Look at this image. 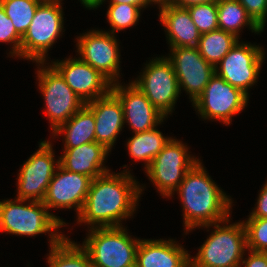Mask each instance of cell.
I'll return each instance as SVG.
<instances>
[{"label": "cell", "instance_id": "5b68a950", "mask_svg": "<svg viewBox=\"0 0 267 267\" xmlns=\"http://www.w3.org/2000/svg\"><path fill=\"white\" fill-rule=\"evenodd\" d=\"M25 201H0V232L36 236L48 231L56 232V229L65 226L63 220L48 212L43 202L30 200L29 204L23 205Z\"/></svg>", "mask_w": 267, "mask_h": 267}, {"label": "cell", "instance_id": "277c9868", "mask_svg": "<svg viewBox=\"0 0 267 267\" xmlns=\"http://www.w3.org/2000/svg\"><path fill=\"white\" fill-rule=\"evenodd\" d=\"M83 242L93 267H135L140 242L128 235L123 226L93 227Z\"/></svg>", "mask_w": 267, "mask_h": 267}, {"label": "cell", "instance_id": "d6986e66", "mask_svg": "<svg viewBox=\"0 0 267 267\" xmlns=\"http://www.w3.org/2000/svg\"><path fill=\"white\" fill-rule=\"evenodd\" d=\"M172 239L140 240L135 267H190V254Z\"/></svg>", "mask_w": 267, "mask_h": 267}, {"label": "cell", "instance_id": "8fae6325", "mask_svg": "<svg viewBox=\"0 0 267 267\" xmlns=\"http://www.w3.org/2000/svg\"><path fill=\"white\" fill-rule=\"evenodd\" d=\"M263 51L261 46L239 43L238 40L218 63L220 66L215 67V73L249 95L247 90L257 82L265 58Z\"/></svg>", "mask_w": 267, "mask_h": 267}, {"label": "cell", "instance_id": "d4e9b609", "mask_svg": "<svg viewBox=\"0 0 267 267\" xmlns=\"http://www.w3.org/2000/svg\"><path fill=\"white\" fill-rule=\"evenodd\" d=\"M170 139L164 137L156 128L135 133L127 142L129 155L137 161L146 162L147 168Z\"/></svg>", "mask_w": 267, "mask_h": 267}, {"label": "cell", "instance_id": "4316f807", "mask_svg": "<svg viewBox=\"0 0 267 267\" xmlns=\"http://www.w3.org/2000/svg\"><path fill=\"white\" fill-rule=\"evenodd\" d=\"M43 0H0L5 14L12 20L16 32L23 37Z\"/></svg>", "mask_w": 267, "mask_h": 267}, {"label": "cell", "instance_id": "44dd1931", "mask_svg": "<svg viewBox=\"0 0 267 267\" xmlns=\"http://www.w3.org/2000/svg\"><path fill=\"white\" fill-rule=\"evenodd\" d=\"M171 47H197L201 36L186 7L168 4L159 7Z\"/></svg>", "mask_w": 267, "mask_h": 267}, {"label": "cell", "instance_id": "52a82bcc", "mask_svg": "<svg viewBox=\"0 0 267 267\" xmlns=\"http://www.w3.org/2000/svg\"><path fill=\"white\" fill-rule=\"evenodd\" d=\"M187 150L182 142L171 138L145 170L164 197L172 196L186 172L199 162L195 157H190Z\"/></svg>", "mask_w": 267, "mask_h": 267}, {"label": "cell", "instance_id": "d6a6232c", "mask_svg": "<svg viewBox=\"0 0 267 267\" xmlns=\"http://www.w3.org/2000/svg\"><path fill=\"white\" fill-rule=\"evenodd\" d=\"M249 218H267V182L261 189L257 207L251 212Z\"/></svg>", "mask_w": 267, "mask_h": 267}, {"label": "cell", "instance_id": "ffe728a7", "mask_svg": "<svg viewBox=\"0 0 267 267\" xmlns=\"http://www.w3.org/2000/svg\"><path fill=\"white\" fill-rule=\"evenodd\" d=\"M110 151L102 144L91 142L74 148H64L60 165L71 172L84 174L92 180L107 172L103 166L104 160Z\"/></svg>", "mask_w": 267, "mask_h": 267}, {"label": "cell", "instance_id": "83f0119b", "mask_svg": "<svg viewBox=\"0 0 267 267\" xmlns=\"http://www.w3.org/2000/svg\"><path fill=\"white\" fill-rule=\"evenodd\" d=\"M186 8L201 34L219 29L217 1L193 4Z\"/></svg>", "mask_w": 267, "mask_h": 267}, {"label": "cell", "instance_id": "8d00e7d4", "mask_svg": "<svg viewBox=\"0 0 267 267\" xmlns=\"http://www.w3.org/2000/svg\"><path fill=\"white\" fill-rule=\"evenodd\" d=\"M82 4L88 9L97 8L104 2L105 0H80Z\"/></svg>", "mask_w": 267, "mask_h": 267}, {"label": "cell", "instance_id": "9c48e42d", "mask_svg": "<svg viewBox=\"0 0 267 267\" xmlns=\"http://www.w3.org/2000/svg\"><path fill=\"white\" fill-rule=\"evenodd\" d=\"M248 98L241 89L232 86L215 73L193 105L203 119H217L229 125L232 116L247 105Z\"/></svg>", "mask_w": 267, "mask_h": 267}, {"label": "cell", "instance_id": "7402d4cb", "mask_svg": "<svg viewBox=\"0 0 267 267\" xmlns=\"http://www.w3.org/2000/svg\"><path fill=\"white\" fill-rule=\"evenodd\" d=\"M57 233H50L49 267H93L90 256L83 246Z\"/></svg>", "mask_w": 267, "mask_h": 267}, {"label": "cell", "instance_id": "836d02e7", "mask_svg": "<svg viewBox=\"0 0 267 267\" xmlns=\"http://www.w3.org/2000/svg\"><path fill=\"white\" fill-rule=\"evenodd\" d=\"M250 251L247 260H242L241 263L244 267H267V252Z\"/></svg>", "mask_w": 267, "mask_h": 267}, {"label": "cell", "instance_id": "d590c367", "mask_svg": "<svg viewBox=\"0 0 267 267\" xmlns=\"http://www.w3.org/2000/svg\"><path fill=\"white\" fill-rule=\"evenodd\" d=\"M217 0H173L171 4L178 7H188L193 4L209 3Z\"/></svg>", "mask_w": 267, "mask_h": 267}, {"label": "cell", "instance_id": "484cf974", "mask_svg": "<svg viewBox=\"0 0 267 267\" xmlns=\"http://www.w3.org/2000/svg\"><path fill=\"white\" fill-rule=\"evenodd\" d=\"M237 41L233 34L217 29L201 34L197 48L201 56L216 67Z\"/></svg>", "mask_w": 267, "mask_h": 267}, {"label": "cell", "instance_id": "cb8c5ba5", "mask_svg": "<svg viewBox=\"0 0 267 267\" xmlns=\"http://www.w3.org/2000/svg\"><path fill=\"white\" fill-rule=\"evenodd\" d=\"M218 27L239 38L241 27L248 25L255 33L263 30L252 20L238 0H218Z\"/></svg>", "mask_w": 267, "mask_h": 267}, {"label": "cell", "instance_id": "e0dca14e", "mask_svg": "<svg viewBox=\"0 0 267 267\" xmlns=\"http://www.w3.org/2000/svg\"><path fill=\"white\" fill-rule=\"evenodd\" d=\"M111 91L119 98L123 107L124 123H128L133 133L151 130L161 124L164 116L132 82L125 88L118 82L112 84Z\"/></svg>", "mask_w": 267, "mask_h": 267}, {"label": "cell", "instance_id": "4fadbf2b", "mask_svg": "<svg viewBox=\"0 0 267 267\" xmlns=\"http://www.w3.org/2000/svg\"><path fill=\"white\" fill-rule=\"evenodd\" d=\"M110 32L90 31L77 37V47L81 60L91 65L112 84L118 83L120 55L117 39ZM117 77V78H116Z\"/></svg>", "mask_w": 267, "mask_h": 267}, {"label": "cell", "instance_id": "30bf717a", "mask_svg": "<svg viewBox=\"0 0 267 267\" xmlns=\"http://www.w3.org/2000/svg\"><path fill=\"white\" fill-rule=\"evenodd\" d=\"M140 76L139 80L132 83L167 117L174 109L180 94L178 80L171 62L166 57H156L146 64Z\"/></svg>", "mask_w": 267, "mask_h": 267}, {"label": "cell", "instance_id": "9a60e30c", "mask_svg": "<svg viewBox=\"0 0 267 267\" xmlns=\"http://www.w3.org/2000/svg\"><path fill=\"white\" fill-rule=\"evenodd\" d=\"M52 66L85 104L111 91L112 83L80 58L55 61Z\"/></svg>", "mask_w": 267, "mask_h": 267}, {"label": "cell", "instance_id": "8992f818", "mask_svg": "<svg viewBox=\"0 0 267 267\" xmlns=\"http://www.w3.org/2000/svg\"><path fill=\"white\" fill-rule=\"evenodd\" d=\"M62 0L43 1L21 39L20 57L45 62L48 49L63 30Z\"/></svg>", "mask_w": 267, "mask_h": 267}, {"label": "cell", "instance_id": "2e32d148", "mask_svg": "<svg viewBox=\"0 0 267 267\" xmlns=\"http://www.w3.org/2000/svg\"><path fill=\"white\" fill-rule=\"evenodd\" d=\"M57 170L59 172H55L42 202L47 209L75 207L79 216L92 179L84 174L68 171L61 165Z\"/></svg>", "mask_w": 267, "mask_h": 267}, {"label": "cell", "instance_id": "ba28073f", "mask_svg": "<svg viewBox=\"0 0 267 267\" xmlns=\"http://www.w3.org/2000/svg\"><path fill=\"white\" fill-rule=\"evenodd\" d=\"M37 64H42L41 69L37 70L39 88L45 99L46 114L50 118L52 131H55L85 103L52 65L44 67V62H37Z\"/></svg>", "mask_w": 267, "mask_h": 267}, {"label": "cell", "instance_id": "4dcf8cb0", "mask_svg": "<svg viewBox=\"0 0 267 267\" xmlns=\"http://www.w3.org/2000/svg\"><path fill=\"white\" fill-rule=\"evenodd\" d=\"M22 37L16 32L12 20L5 14L0 5V42L12 43V55L20 57V46Z\"/></svg>", "mask_w": 267, "mask_h": 267}, {"label": "cell", "instance_id": "7c38bea8", "mask_svg": "<svg viewBox=\"0 0 267 267\" xmlns=\"http://www.w3.org/2000/svg\"><path fill=\"white\" fill-rule=\"evenodd\" d=\"M59 166L60 159L55 161L50 142L42 141L39 149L23 164L18 173L17 199L42 202L55 169Z\"/></svg>", "mask_w": 267, "mask_h": 267}, {"label": "cell", "instance_id": "6da1fadb", "mask_svg": "<svg viewBox=\"0 0 267 267\" xmlns=\"http://www.w3.org/2000/svg\"><path fill=\"white\" fill-rule=\"evenodd\" d=\"M137 184L129 171H109L96 177L91 181L78 222L90 224V228L122 226L121 220L133 215L143 191Z\"/></svg>", "mask_w": 267, "mask_h": 267}, {"label": "cell", "instance_id": "3957f363", "mask_svg": "<svg viewBox=\"0 0 267 267\" xmlns=\"http://www.w3.org/2000/svg\"><path fill=\"white\" fill-rule=\"evenodd\" d=\"M229 219L213 224L216 228L194 258L190 267H241L247 248L246 228L243 222L226 225ZM220 223L225 225L220 226Z\"/></svg>", "mask_w": 267, "mask_h": 267}, {"label": "cell", "instance_id": "f1b7e54d", "mask_svg": "<svg viewBox=\"0 0 267 267\" xmlns=\"http://www.w3.org/2000/svg\"><path fill=\"white\" fill-rule=\"evenodd\" d=\"M140 8L131 4H110L107 17L112 27L110 31L115 34V31L123 30L127 27H132L140 18Z\"/></svg>", "mask_w": 267, "mask_h": 267}, {"label": "cell", "instance_id": "74e56055", "mask_svg": "<svg viewBox=\"0 0 267 267\" xmlns=\"http://www.w3.org/2000/svg\"><path fill=\"white\" fill-rule=\"evenodd\" d=\"M148 1L150 3L154 2V4L157 3L159 7L171 4L173 2V0H148Z\"/></svg>", "mask_w": 267, "mask_h": 267}, {"label": "cell", "instance_id": "5bb4252c", "mask_svg": "<svg viewBox=\"0 0 267 267\" xmlns=\"http://www.w3.org/2000/svg\"><path fill=\"white\" fill-rule=\"evenodd\" d=\"M172 54L166 57L172 64L179 90H186L193 103L204 91L215 67L208 63L197 47H171Z\"/></svg>", "mask_w": 267, "mask_h": 267}, {"label": "cell", "instance_id": "ac0fdd59", "mask_svg": "<svg viewBox=\"0 0 267 267\" xmlns=\"http://www.w3.org/2000/svg\"><path fill=\"white\" fill-rule=\"evenodd\" d=\"M94 114L96 142L111 151L117 135L123 128V107L119 98L110 91L85 104Z\"/></svg>", "mask_w": 267, "mask_h": 267}, {"label": "cell", "instance_id": "7a4b0ae2", "mask_svg": "<svg viewBox=\"0 0 267 267\" xmlns=\"http://www.w3.org/2000/svg\"><path fill=\"white\" fill-rule=\"evenodd\" d=\"M177 191L184 210L186 232L196 227L209 228L230 218L232 200L212 181L200 161L186 172Z\"/></svg>", "mask_w": 267, "mask_h": 267}, {"label": "cell", "instance_id": "1f68e13d", "mask_svg": "<svg viewBox=\"0 0 267 267\" xmlns=\"http://www.w3.org/2000/svg\"><path fill=\"white\" fill-rule=\"evenodd\" d=\"M252 20L263 30L267 17V0H238Z\"/></svg>", "mask_w": 267, "mask_h": 267}, {"label": "cell", "instance_id": "f546056e", "mask_svg": "<svg viewBox=\"0 0 267 267\" xmlns=\"http://www.w3.org/2000/svg\"><path fill=\"white\" fill-rule=\"evenodd\" d=\"M246 228L247 249L267 252V218H248Z\"/></svg>", "mask_w": 267, "mask_h": 267}, {"label": "cell", "instance_id": "e575fe53", "mask_svg": "<svg viewBox=\"0 0 267 267\" xmlns=\"http://www.w3.org/2000/svg\"><path fill=\"white\" fill-rule=\"evenodd\" d=\"M111 4H131L138 6L140 9L151 4L148 0H111Z\"/></svg>", "mask_w": 267, "mask_h": 267}, {"label": "cell", "instance_id": "603a6c76", "mask_svg": "<svg viewBox=\"0 0 267 267\" xmlns=\"http://www.w3.org/2000/svg\"><path fill=\"white\" fill-rule=\"evenodd\" d=\"M61 133L65 135V148H74L82 144L96 142L93 112L84 105L68 121L53 131L54 136Z\"/></svg>", "mask_w": 267, "mask_h": 267}]
</instances>
